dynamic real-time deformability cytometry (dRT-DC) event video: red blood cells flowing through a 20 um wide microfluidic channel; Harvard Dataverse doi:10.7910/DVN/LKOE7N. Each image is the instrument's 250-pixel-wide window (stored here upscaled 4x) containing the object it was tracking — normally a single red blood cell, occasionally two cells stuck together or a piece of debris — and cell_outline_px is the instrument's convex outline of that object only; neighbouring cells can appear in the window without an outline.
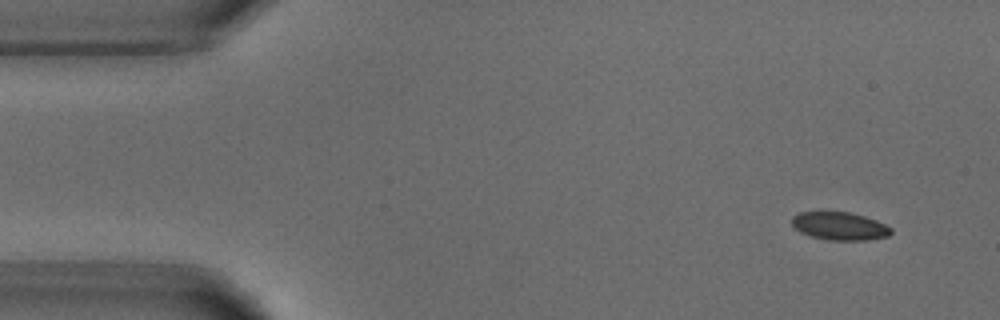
{"species": "common noctule bat (a hibernating species)", "species_latin": "Nyctalus noctula", "temperature_condition": "warm", "stored_images_in_passage": 3, "camera_frame_rate_fps": 3000, "um_per_image_px": 0.085, "animal": {"sex": "male", "body_mass_g": 18.8}, "frame": {"image": 1, "passage_image": 1, "time_ms": 0.0, "image_size_px": [1000, 320], "cell_outline_px": [[892, 232], [888, 236], [868, 240], [828, 240], [812, 236], [800, 232], [792, 224], [792, 216], [800, 212], [848, 212], [864, 216], [876, 220], [892, 228]], "centroid_in_image_um": [71.38, 19.22], "position_along_channel_um": 13.6, "area_um2": 16.07}}
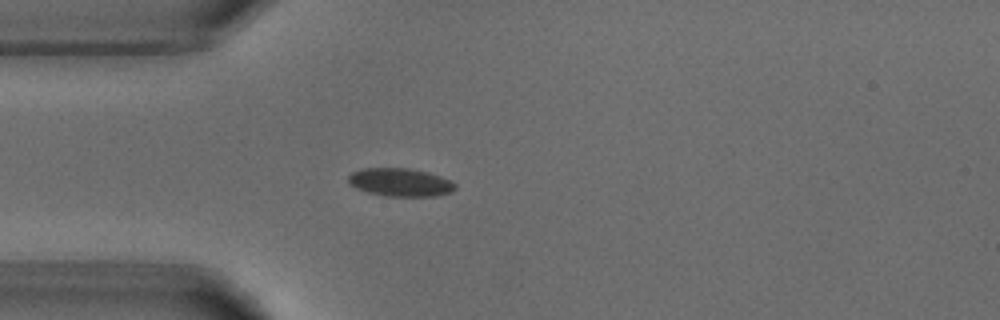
{"frame": {"image": 2, "passage_image": 3, "time_ms": 3.333, "image_size_px": [1000, 320], "cell_outline_px": [[456, 188], [452, 192], [436, 196], [384, 196], [368, 192], [356, 188], [348, 184], [348, 176], [352, 172], [364, 168], [408, 168], [428, 172], [452, 180], [456, 184]], "centroid_in_image_um": [34.04, 15.5], "position_along_channel_um": 51.0, "area_um2": 17.69}}